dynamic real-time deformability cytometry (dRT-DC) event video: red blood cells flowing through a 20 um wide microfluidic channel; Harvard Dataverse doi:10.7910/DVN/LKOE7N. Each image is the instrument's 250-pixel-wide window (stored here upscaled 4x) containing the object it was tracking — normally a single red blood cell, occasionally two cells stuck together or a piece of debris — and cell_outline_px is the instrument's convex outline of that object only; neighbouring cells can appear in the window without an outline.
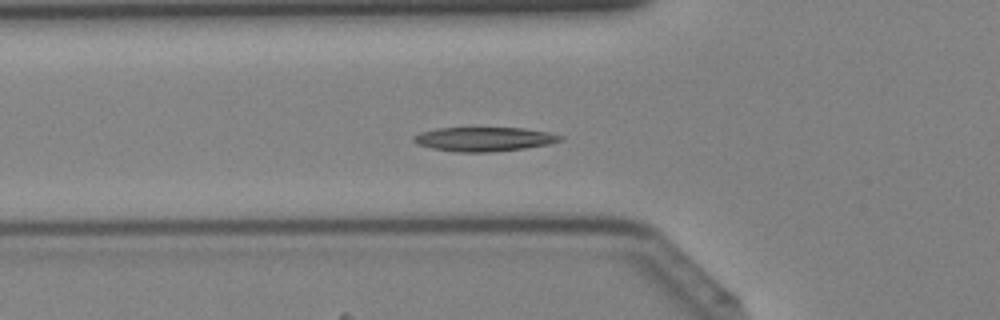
{"species": "Egyptian fruit bat (a non-hibernating species)", "species_latin": "Rousettus aegyptiacus", "temperature_condition": "cold", "stored_images_in_passage": 43, "camera_frame_rate_fps": 3000, "um_per_image_px": 0.085, "animal": {"sex": "female"}, "frame": {"image": 1, "passage_image": 15, "time_ms": 4.667, "image_size_px": [1000, 320], "cell_outline_px": [[564, 140], [548, 144], [524, 148], [492, 152], [460, 152], [432, 148], [416, 144], [412, 140], [412, 136], [420, 132], [440, 128], [524, 128], [548, 132], [564, 136]], "centroid_in_image_um": [41.15, 11.82], "position_along_channel_um": 84.6, "area_um2": 20.63}}
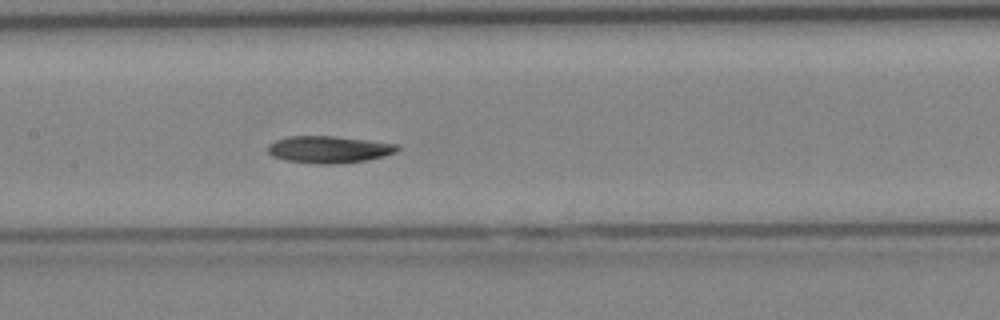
{"frame": {"image": 2, "passage_image": 21, "time_ms": 6.667, "image_size_px": [1000, 320], "cell_outline_px": [[400, 148], [396, 152], [384, 156], [364, 160], [336, 164], [316, 164], [284, 160], [272, 156], [268, 152], [268, 144], [276, 140], [288, 136], [336, 136], [400, 144]], "centroid_in_image_um": [27.96, 12.7], "position_along_channel_um": 179.4, "area_um2": 20.52}}
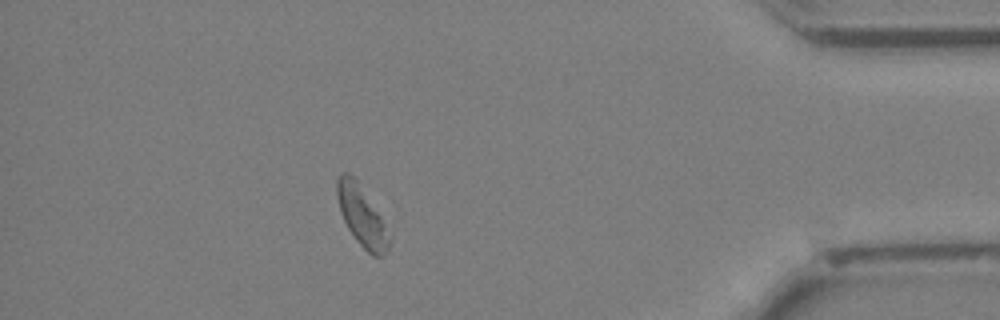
{"frame": {"image": 3, "passage_image": 38, "time_ms": 12.333, "image_size_px": [1000, 320], "cell_outline_px": [[392, 240], [384, 256], [372, 256], [356, 240], [348, 228], [340, 212], [336, 192], [336, 180], [340, 172], [348, 172], [356, 180], [380, 216], [392, 236]], "centroid_in_image_um": [30.75, 18.38], "position_along_channel_um": 404.4, "area_um2": 18.15}}